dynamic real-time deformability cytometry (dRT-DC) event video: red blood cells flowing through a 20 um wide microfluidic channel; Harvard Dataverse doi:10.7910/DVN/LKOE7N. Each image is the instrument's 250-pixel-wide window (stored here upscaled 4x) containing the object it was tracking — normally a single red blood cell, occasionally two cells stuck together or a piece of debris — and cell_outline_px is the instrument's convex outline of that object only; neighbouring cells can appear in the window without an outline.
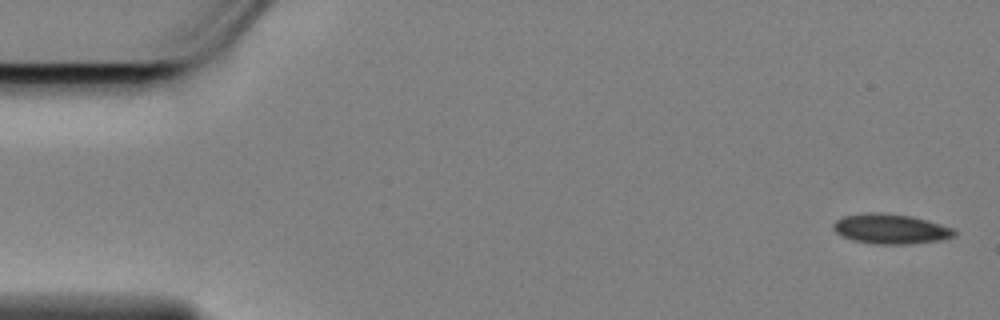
{"species": "Egyptian fruit bat (a non-hibernating species)", "species_latin": "Rousettus aegyptiacus", "temperature_condition": "cold", "stored_images_in_passage": 57, "camera_frame_rate_fps": 3000, "um_per_image_px": 0.085, "animal": {"sex": "female"}, "frame": {"image": 1, "passage_image": 1, "time_ms": 0.0, "image_size_px": [1000, 320], "cell_outline_px": [[956, 236], [940, 240], [908, 244], [876, 244], [852, 240], [840, 236], [832, 228], [832, 224], [836, 220], [844, 216], [864, 212], [880, 212], [912, 216], [928, 220], [956, 228]], "centroid_in_image_um": [75.71, 19.45], "position_along_channel_um": 9.3, "area_um2": 21.44}}
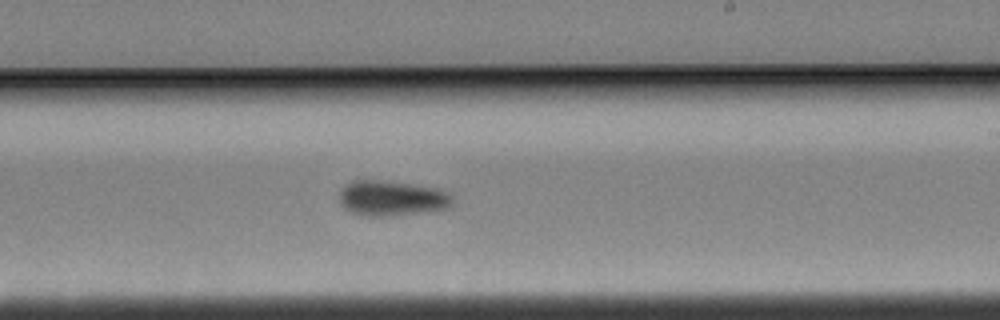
{"frame": {"image": 2, "passage_image": 33, "time_ms": 10.667, "image_size_px": [1000, 320], "cell_outline_px": [[452, 208], [420, 212], [384, 216], [364, 216], [352, 212], [344, 208], [340, 204], [340, 192], [352, 180], [376, 180], [408, 184], [436, 188], [452, 196]], "centroid_in_image_um": [33.29, 16.86], "position_along_channel_um": 255.7, "area_um2": 22.83}}
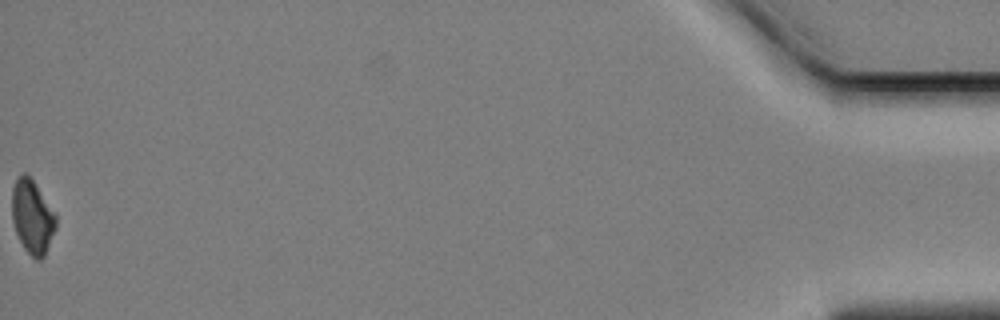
{"frame": {"image": 3, "passage_image": 57, "time_ms": 18.667, "image_size_px": [1000, 320], "cell_outline_px": [[56, 228], [44, 256], [40, 260], [36, 260], [24, 248], [16, 232], [12, 220], [12, 188], [16, 180], [24, 172], [28, 172], [56, 216]], "centroid_in_image_um": [2.74, 18.42], "position_along_channel_um": 432.5, "area_um2": 18.67}, "authors_computed_cell_mechanics": {"area_um2": 21.3282, "velocity_mm_per_s": 3.4475, "shape_relaxation_time_tau1_ms": 4.193, "shape_relaxation_time_tau2_ms": null, "deformation_change_tau1": 0.0927, "deformation_change_tau2": null}}